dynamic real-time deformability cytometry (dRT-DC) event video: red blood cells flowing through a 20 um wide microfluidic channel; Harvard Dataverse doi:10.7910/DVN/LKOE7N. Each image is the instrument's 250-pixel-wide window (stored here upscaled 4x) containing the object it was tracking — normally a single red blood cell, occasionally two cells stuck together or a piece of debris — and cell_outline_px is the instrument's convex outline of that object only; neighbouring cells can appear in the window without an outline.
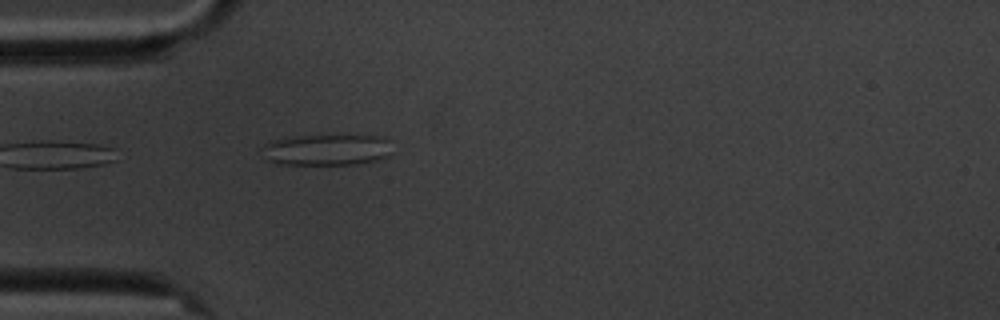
{"species": "common noctule bat (a hibernating species)", "species_latin": "Nyctalus noctula", "temperature_condition": "cold", "stored_images_in_passage": 1, "camera_frame_rate_fps": 3000, "um_per_image_px": 0.085, "animal": {"sex": "male", "body_mass_g": 20.1, "forearm_length_mm": 53.5}, "frame": {"image": 1, "passage_image": 1, "time_ms": 0.0, "image_size_px": [1000, 320], "cell_outline_px": [[392, 152], [388, 156], [376, 160], [360, 164], [276, 164], [268, 160], [260, 148], [268, 140], [284, 136], [320, 132], [376, 136], [388, 140]], "centroid_in_image_um": [27.7, 12.66], "position_along_channel_um": 57.3, "area_um2": 25.14}}